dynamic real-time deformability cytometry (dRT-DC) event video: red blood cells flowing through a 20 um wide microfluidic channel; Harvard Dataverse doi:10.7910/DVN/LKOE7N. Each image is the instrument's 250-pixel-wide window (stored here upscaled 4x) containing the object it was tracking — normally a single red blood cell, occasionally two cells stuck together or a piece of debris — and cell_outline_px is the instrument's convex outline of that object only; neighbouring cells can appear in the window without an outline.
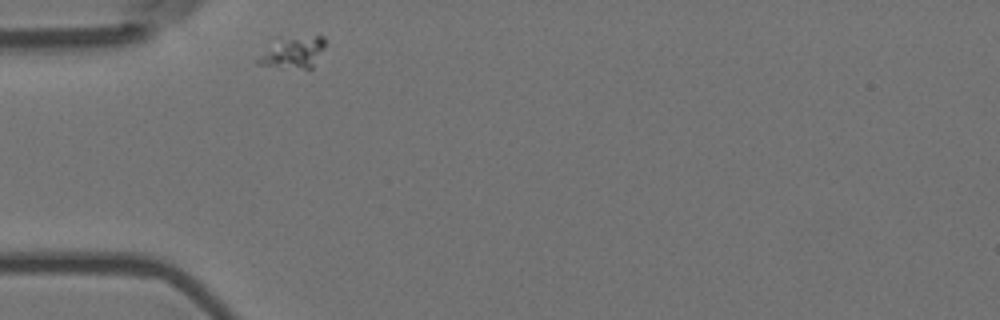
{"species": "Egyptian fruit bat (a non-hibernating species)", "species_latin": "Rousettus aegyptiacus", "temperature_condition": "room temperature", "stored_images_in_passage": 2, "camera_frame_rate_fps": 3000, "um_per_image_px": 0.085, "animal": {"sex": "female"}, "frame": {"image": 1, "passage_image": 1, "time_ms": 0.0, "image_size_px": [1000, 320], "cell_outline_px": [[324, 48], [312, 68], [304, 68], [256, 64], [256, 60], [292, 40], [316, 36], [324, 36]], "centroid_in_image_um": [25.13, 4.55], "position_along_channel_um": 59.9, "area_um2": 10.17}}